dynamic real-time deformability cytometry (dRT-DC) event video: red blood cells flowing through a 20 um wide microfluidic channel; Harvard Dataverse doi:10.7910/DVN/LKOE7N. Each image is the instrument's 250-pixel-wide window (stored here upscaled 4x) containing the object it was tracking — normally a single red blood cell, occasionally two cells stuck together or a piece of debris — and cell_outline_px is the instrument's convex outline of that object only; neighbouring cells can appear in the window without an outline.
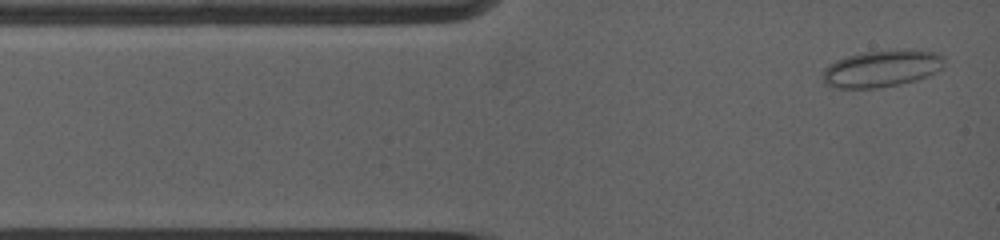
{"species": "common noctule bat (a hibernating species)", "species_latin": "Nyctalus noctula", "temperature_condition": "warm", "stored_images_in_passage": 61, "camera_frame_rate_fps": 5000, "um_per_image_px": 0.085, "animal": {"sex": "female", "body_mass_g": 19.0, "forearm_length_mm": 53.3}, "frame": {"image": 1, "passage_image": 3, "time_ms": 0.2, "image_size_px": [1000, 240], "cell_outline_px": [[944, 68], [928, 76], [916, 80], [876, 88], [836, 88], [824, 84], [820, 76], [824, 68], [828, 64], [844, 56], [860, 52], [904, 48], [936, 52], [944, 56]], "centroid_in_image_um": [74.92, 5.8], "position_along_channel_um": 10.1, "area_um2": 26.82}}
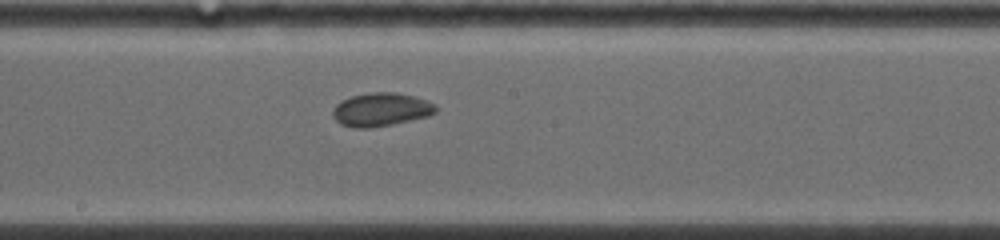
{"frame": {"image": 2, "passage_image": 30, "time_ms": 6.6, "image_size_px": [1000, 240], "cell_outline_px": [[436, 112], [428, 116], [392, 124], [368, 128], [352, 128], [340, 124], [332, 116], [332, 112], [336, 104], [352, 96], [372, 92], [396, 92], [412, 96], [436, 104]], "centroid_in_image_um": [32.36, 9.32], "position_along_channel_um": 215.8, "area_um2": 19.88}}
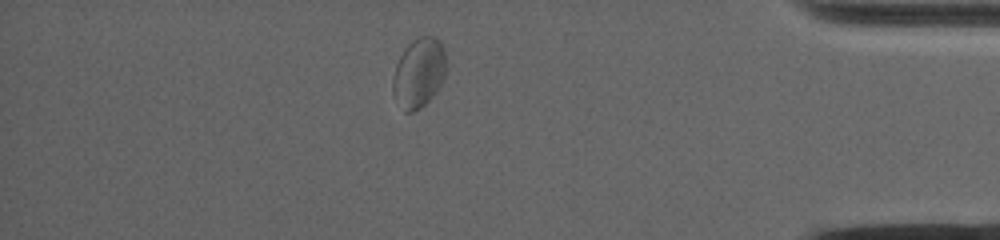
{"frame": {"image": 3, "passage_image": 54, "time_ms": 12.4, "image_size_px": [1000, 240], "cell_outline_px": [[444, 76], [436, 92], [420, 108], [412, 112], [404, 112], [392, 92], [392, 76], [396, 64], [404, 48], [412, 40], [420, 36], [432, 36], [440, 40], [444, 52]], "centroid_in_image_um": [35.56, 6.18], "position_along_channel_um": 399.6, "area_um2": 21.44}}